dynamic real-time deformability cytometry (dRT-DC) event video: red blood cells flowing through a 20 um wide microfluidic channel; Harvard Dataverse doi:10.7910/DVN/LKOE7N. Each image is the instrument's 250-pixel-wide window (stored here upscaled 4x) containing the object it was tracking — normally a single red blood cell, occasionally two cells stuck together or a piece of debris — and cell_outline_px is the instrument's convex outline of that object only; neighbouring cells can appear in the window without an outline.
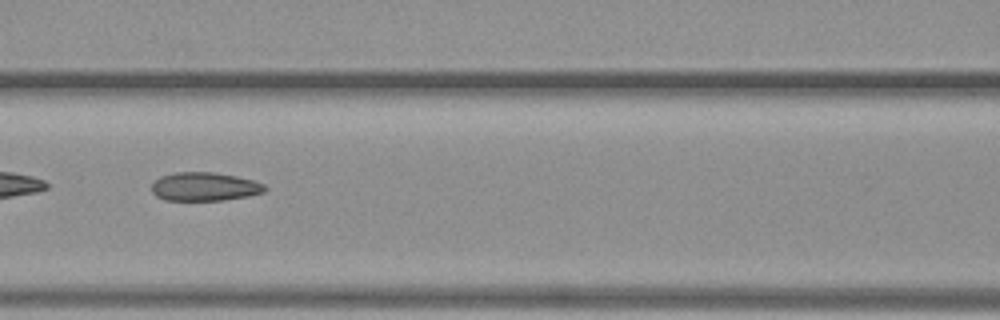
{"species": "common noctule bat (a hibernating species)", "species_latin": "Nyctalus noctula", "temperature_condition": "warm", "stored_images_in_passage": 41, "camera_frame_rate_fps": 3000, "um_per_image_px": 0.085, "animal": {"sex": "female", "body_mass_g": 19.3, "forearm_length_mm": 54.1}, "frame": {"image": 1, "passage_image": 12, "time_ms": 3.667, "image_size_px": [1000, 320], "cell_outline_px": [[268, 188], [264, 192], [248, 196], [224, 200], [164, 200], [156, 196], [152, 192], [152, 184], [160, 176], [176, 172], [212, 172], [236, 176], [252, 180], [264, 184]], "centroid_in_image_um": [17.39, 15.86], "position_along_channel_um": 149.2, "area_um2": 18.84}}
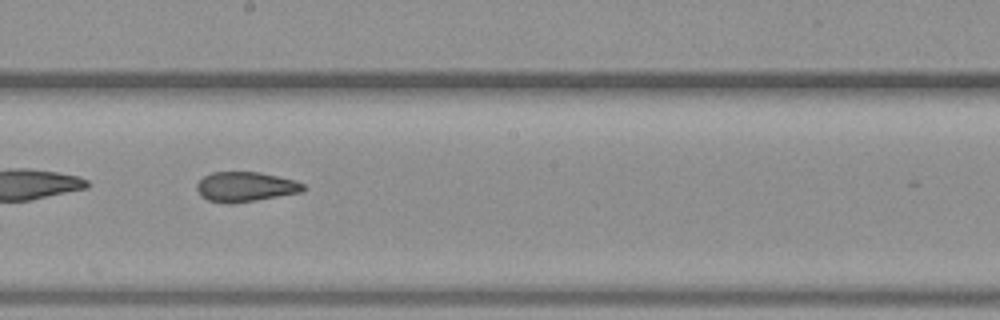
{"frame": {"image": 2, "passage_image": 18, "time_ms": 5.667, "image_size_px": [1000, 320], "cell_outline_px": [[308, 188], [304, 192], [232, 204], [228, 204], [208, 200], [200, 196], [196, 188], [196, 184], [204, 176], [212, 172], [260, 172], [296, 180], [304, 184]], "centroid_in_image_um": [20.89, 15.88], "position_along_channel_um": 227.3, "area_um2": 18.79}, "authors_computed_cell_mechanics": {"area_um2": 19.0162, "velocity_mm_per_s": 3.9192, "shape_relaxation_time_tau1_ms": null, "shape_relaxation_time_tau2_ms": 2.1669, "deformation_change_tau1": null, "deformation_change_tau2": 0.0906}}